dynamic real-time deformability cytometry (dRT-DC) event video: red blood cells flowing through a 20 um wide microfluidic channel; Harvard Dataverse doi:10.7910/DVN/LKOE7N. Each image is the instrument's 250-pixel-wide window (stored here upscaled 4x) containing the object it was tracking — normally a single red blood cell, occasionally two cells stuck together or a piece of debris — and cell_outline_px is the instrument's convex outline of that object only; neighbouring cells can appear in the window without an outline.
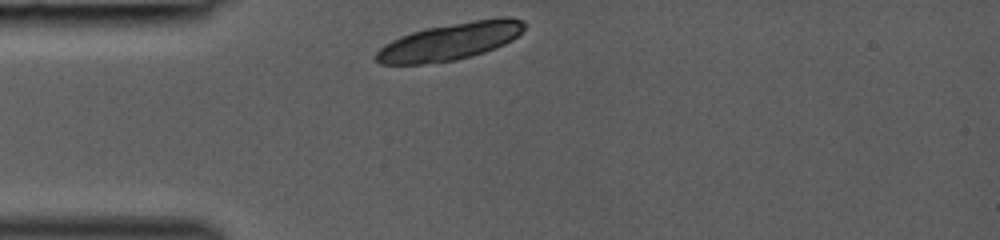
{"species": "common noctule bat (a hibernating species)", "species_latin": "Nyctalus noctula", "temperature_condition": "room temperature", "stored_images_in_passage": 5, "camera_frame_rate_fps": 3000, "um_per_image_px": 0.085, "animal": {"sex": "female", "body_mass_g": 19.0, "forearm_length_mm": 53.3}, "frame": {"image": 1, "passage_image": 1, "time_ms": 0.0, "image_size_px": [1000, 240], "cell_outline_px": [[528, 24], [512, 40], [504, 44], [484, 52], [472, 56], [456, 60], [420, 64], [380, 64], [376, 60], [376, 52], [384, 44], [400, 36], [424, 28], [472, 20], [500, 16], [508, 16], [520, 20]], "centroid_in_image_um": [38.26, 3.51], "position_along_channel_um": 46.7, "area_um2": 32.19}}